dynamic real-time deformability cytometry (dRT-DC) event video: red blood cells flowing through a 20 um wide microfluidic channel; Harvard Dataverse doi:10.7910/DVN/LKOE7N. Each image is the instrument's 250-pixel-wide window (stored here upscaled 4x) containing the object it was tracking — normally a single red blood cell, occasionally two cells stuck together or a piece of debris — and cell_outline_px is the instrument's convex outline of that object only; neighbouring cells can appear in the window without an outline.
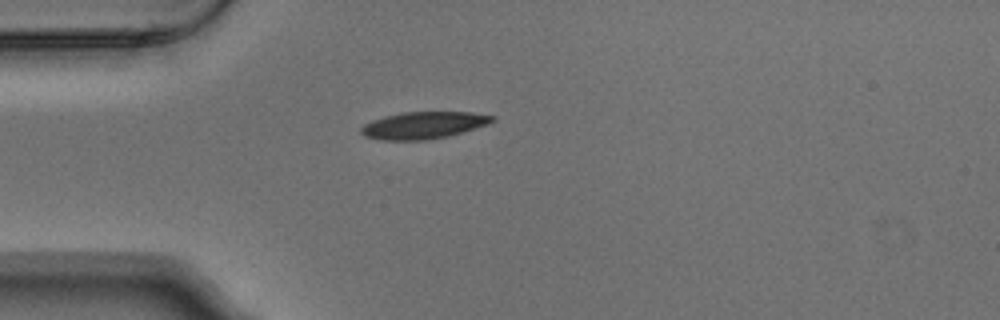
{"species": "Egyptian fruit bat (a non-hibernating species)", "species_latin": "Rousettus aegyptiacus", "temperature_condition": "warm", "stored_images_in_passage": 3, "camera_frame_rate_fps": 3000, "um_per_image_px": 0.085, "animal": {"sex": "male"}, "frame": {"image": 1, "passage_image": 2, "time_ms": 0.333, "image_size_px": [1000, 320], "cell_outline_px": [[496, 120], [488, 124], [448, 136], [428, 140], [380, 140], [364, 136], [360, 132], [360, 128], [364, 124], [372, 120], [384, 116], [404, 112], [472, 112], [496, 116]], "centroid_in_image_um": [35.99, 10.64], "position_along_channel_um": 49.0, "area_um2": 20.75}}